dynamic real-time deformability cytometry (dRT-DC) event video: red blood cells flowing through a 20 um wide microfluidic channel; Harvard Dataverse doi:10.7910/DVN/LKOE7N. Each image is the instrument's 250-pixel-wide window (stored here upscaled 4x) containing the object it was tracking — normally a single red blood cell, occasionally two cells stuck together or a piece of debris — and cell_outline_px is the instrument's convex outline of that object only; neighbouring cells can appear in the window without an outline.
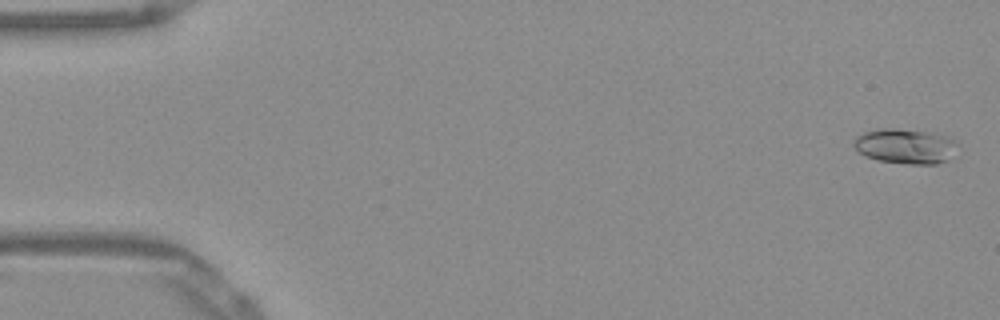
{"species": "Egyptian fruit bat (a non-hibernating species)", "species_latin": "Rousettus aegyptiacus", "temperature_condition": "warm", "stored_images_in_passage": 54, "camera_frame_rate_fps": 3000, "um_per_image_px": 0.085, "frame": {"image": 1, "passage_image": 2, "time_ms": 0.333, "image_size_px": [1000, 320], "cell_outline_px": [[960, 156], [936, 164], [904, 164], [876, 160], [864, 156], [852, 144], [852, 140], [856, 136], [864, 132], [876, 128], [892, 128], [928, 132], [948, 136], [960, 140]], "centroid_in_image_um": [77.07, 12.44], "position_along_channel_um": 7.9, "area_um2": 22.2}}
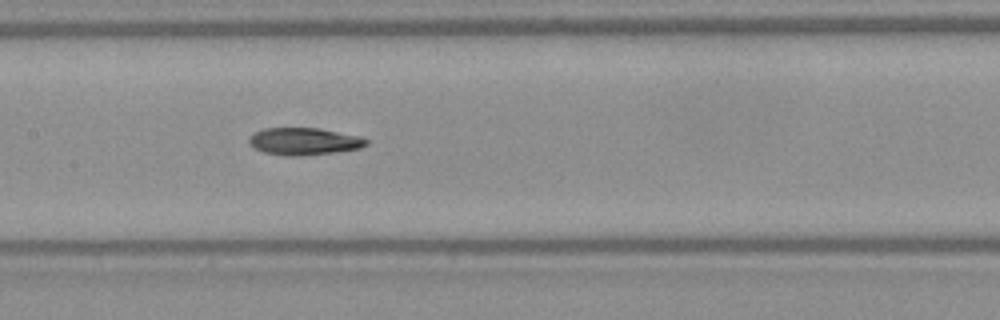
{"frame": {"image": 2, "passage_image": 26, "time_ms": 8.333, "image_size_px": [1000, 320], "cell_outline_px": [[368, 144], [360, 148], [332, 152], [296, 156], [264, 152], [256, 148], [248, 140], [256, 132], [264, 128], [320, 128], [360, 136], [368, 140]], "centroid_in_image_um": [25.9, 12.0], "position_along_channel_um": 181.5, "area_um2": 18.15}}
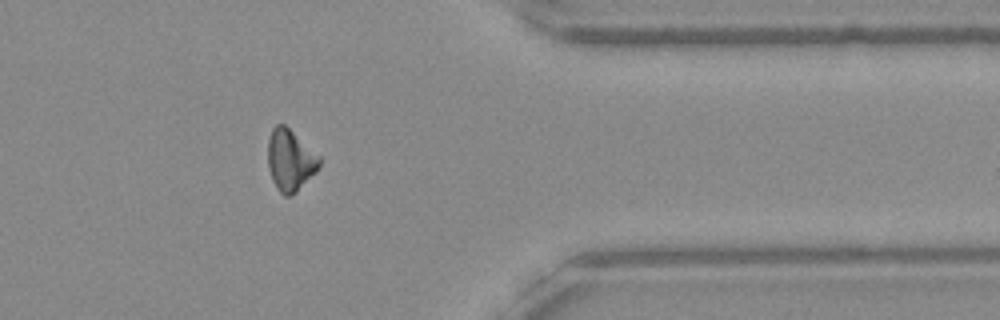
{"frame": {"image": 3, "passage_image": 43, "time_ms": 14.0, "image_size_px": [1000, 320], "cell_outline_px": [[320, 164], [316, 172], [296, 192], [288, 196], [284, 196], [276, 188], [272, 180], [268, 168], [268, 140], [272, 128], [276, 124], [284, 124], [320, 156]], "centroid_in_image_um": [24.65, 13.62], "position_along_channel_um": 386.7, "area_um2": 18.38}}